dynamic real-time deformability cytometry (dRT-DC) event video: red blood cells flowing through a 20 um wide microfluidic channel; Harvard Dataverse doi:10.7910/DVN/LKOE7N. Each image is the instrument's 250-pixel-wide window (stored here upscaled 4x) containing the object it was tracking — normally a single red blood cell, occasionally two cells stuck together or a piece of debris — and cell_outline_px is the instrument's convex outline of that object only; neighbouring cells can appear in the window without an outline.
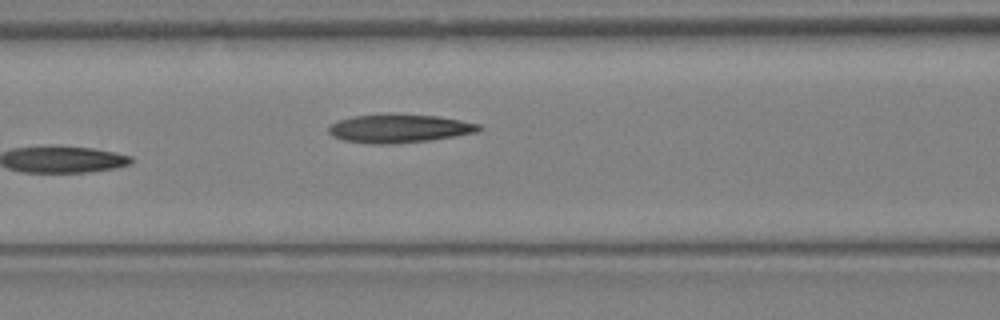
{"species": "Egyptian fruit bat (a non-hibernating species)", "species_latin": "Rousettus aegyptiacus", "temperature_condition": "warm", "stored_images_in_passage": 9, "camera_frame_rate_fps": 3000, "um_per_image_px": 0.085, "animal": {"sex": "female"}, "frame": {"image": 1, "passage_image": 9, "time_ms": 2.667, "image_size_px": [1000, 320], "cell_outline_px": [[484, 128], [476, 132], [428, 140], [392, 144], [372, 144], [344, 140], [332, 136], [328, 132], [328, 124], [352, 116], [388, 112], [392, 112], [436, 116], [460, 120], [480, 124]], "centroid_in_image_um": [33.88, 10.89], "position_along_channel_um": 132.7, "area_um2": 25.32}}